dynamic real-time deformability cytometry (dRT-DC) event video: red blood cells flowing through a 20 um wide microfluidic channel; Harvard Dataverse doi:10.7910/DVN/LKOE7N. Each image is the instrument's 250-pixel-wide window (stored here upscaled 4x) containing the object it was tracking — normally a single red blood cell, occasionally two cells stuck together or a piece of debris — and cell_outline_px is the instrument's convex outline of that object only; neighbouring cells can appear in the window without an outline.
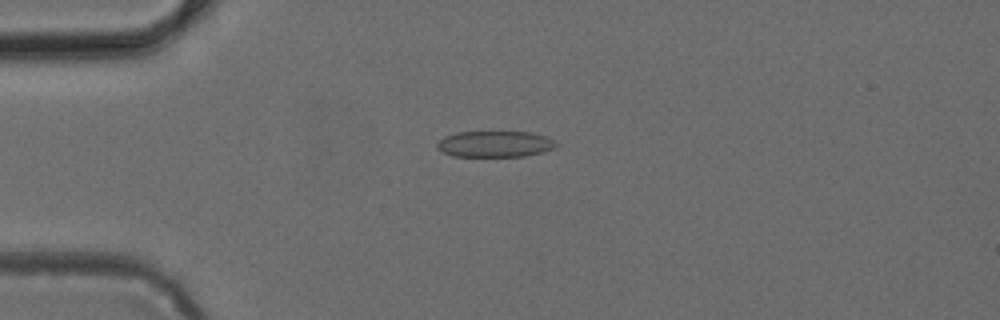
{"species": "common noctule bat (a hibernating species)", "species_latin": "Nyctalus noctula", "temperature_condition": "cold", "stored_images_in_passage": 48, "camera_frame_rate_fps": 3000, "um_per_image_px": 0.085, "animal": {"sex": "female", "body_mass_g": 24.6, "forearm_length_mm": 56.2}, "frame": {"image": 1, "passage_image": 12, "time_ms": 3.667, "image_size_px": [1000, 320], "cell_outline_px": [[560, 144], [556, 148], [544, 152], [524, 156], [452, 156], [436, 148], [436, 144], [444, 136], [456, 132], [532, 132], [548, 136], [556, 140]], "centroid_in_image_um": [42.14, 12.24], "position_along_channel_um": 42.9, "area_um2": 18.44}}
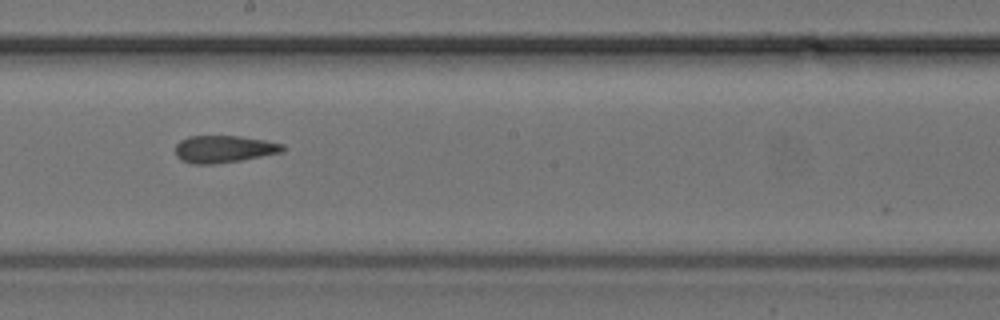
{"frame": {"image": 2, "passage_image": 27, "time_ms": 8.667, "image_size_px": [1000, 320], "cell_outline_px": [[288, 148], [284, 152], [240, 160], [212, 164], [192, 164], [180, 160], [176, 156], [176, 144], [180, 140], [188, 136], [240, 136], [264, 140], [284, 144]], "centroid_in_image_um": [19.05, 12.67], "position_along_channel_um": 229.2, "area_um2": 17.17}}
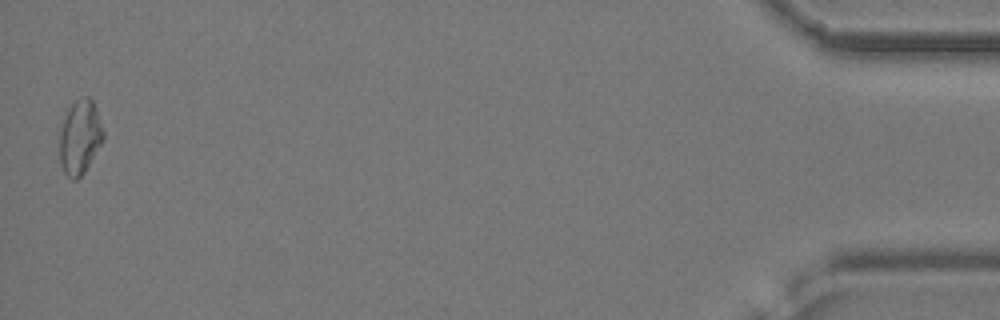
{"frame": {"image": 3, "passage_image": 48, "time_ms": 15.667, "image_size_px": [1000, 320], "cell_outline_px": [[104, 140], [84, 172], [76, 180], [72, 180], [64, 172], [60, 160], [60, 132], [64, 120], [72, 104], [76, 100], [84, 96], [88, 96], [92, 100], [104, 132]], "centroid_in_image_um": [6.81, 11.68], "position_along_channel_um": 428.4, "area_um2": 18.5}}